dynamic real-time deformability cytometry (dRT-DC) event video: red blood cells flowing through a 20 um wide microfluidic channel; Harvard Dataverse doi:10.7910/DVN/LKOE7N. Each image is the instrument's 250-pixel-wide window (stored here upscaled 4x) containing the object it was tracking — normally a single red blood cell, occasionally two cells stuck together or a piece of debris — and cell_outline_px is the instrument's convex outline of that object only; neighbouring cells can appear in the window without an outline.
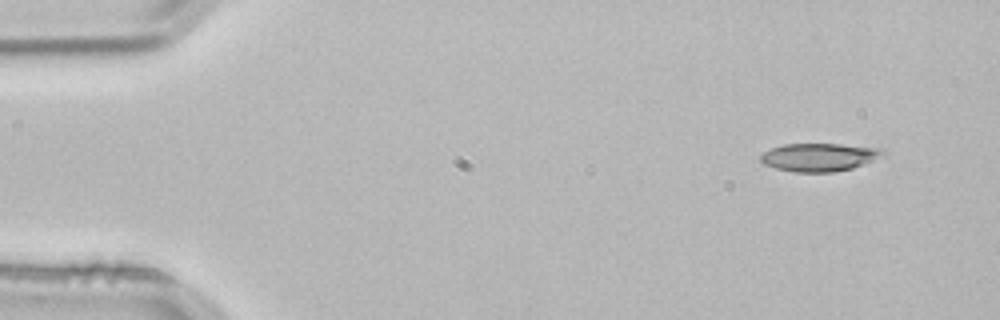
{"species": "common noctule bat (a hibernating species)", "species_latin": "Nyctalus noctula", "temperature_condition": "room temperature", "stored_images_in_passage": 4, "segment_of_instrument_passage": [1, 2], "camera_frame_rate_fps": 3000, "um_per_image_px": 0.085, "animal": {"sex": "male", "body_mass_g": 21.5, "forearm_length_mm": 52.0}, "frame": {"image": 1, "passage_image": 1, "time_ms": 0.0, "image_size_px": [1000, 320], "cell_outline_px": [[888, 156], [852, 168], [832, 172], [796, 172], [776, 168], [764, 164], [760, 160], [760, 156], [764, 152], [772, 148], [784, 144], [840, 144], [880, 148], [888, 152]], "centroid_in_image_um": [69.72, 13.36], "position_along_channel_um": 15.3, "area_um2": 20.17}}
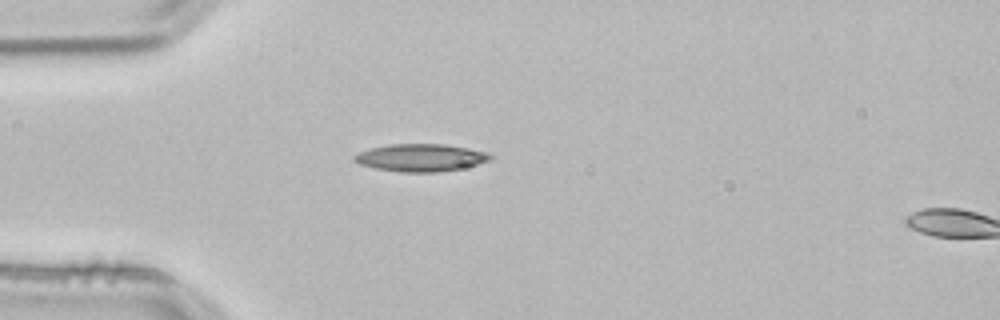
{"frame": {"image": 2, "passage_image": 3, "time_ms": 0.667, "image_size_px": [1000, 320], "cell_outline_px": [[492, 160], [460, 168], [440, 172], [400, 172], [376, 168], [360, 164], [352, 156], [360, 152], [372, 148], [392, 144], [444, 144], [468, 148], [488, 152], [492, 156]], "centroid_in_image_um": [35.8, 13.4], "position_along_channel_um": 49.2, "area_um2": 21.56}}